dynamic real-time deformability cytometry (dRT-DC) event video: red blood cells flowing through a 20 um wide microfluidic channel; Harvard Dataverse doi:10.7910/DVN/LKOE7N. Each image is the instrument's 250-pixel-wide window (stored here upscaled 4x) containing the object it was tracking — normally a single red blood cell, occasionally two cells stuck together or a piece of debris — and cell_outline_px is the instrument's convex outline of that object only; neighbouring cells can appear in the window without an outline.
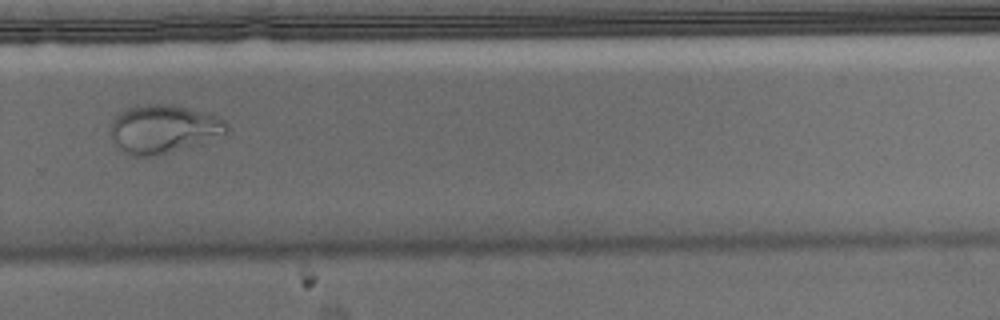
{"species": "Egyptian fruit bat (a non-hibernating species)", "species_latin": "Rousettus aegyptiacus", "temperature_condition": "warm", "stored_images_in_passage": 37, "camera_frame_rate_fps": 3000, "um_per_image_px": 0.085, "animal": {"sex": "male"}, "frame": {"image": 1, "passage_image": 22, "time_ms": 7.0, "image_size_px": [1000, 320], "cell_outline_px": [[228, 136], [160, 156], [128, 156], [120, 152], [112, 140], [112, 120], [120, 112], [136, 104], [172, 104], [216, 116], [224, 120], [228, 124]], "centroid_in_image_um": [13.92, 11.0], "position_along_channel_um": 315.9, "area_um2": 33.58}}